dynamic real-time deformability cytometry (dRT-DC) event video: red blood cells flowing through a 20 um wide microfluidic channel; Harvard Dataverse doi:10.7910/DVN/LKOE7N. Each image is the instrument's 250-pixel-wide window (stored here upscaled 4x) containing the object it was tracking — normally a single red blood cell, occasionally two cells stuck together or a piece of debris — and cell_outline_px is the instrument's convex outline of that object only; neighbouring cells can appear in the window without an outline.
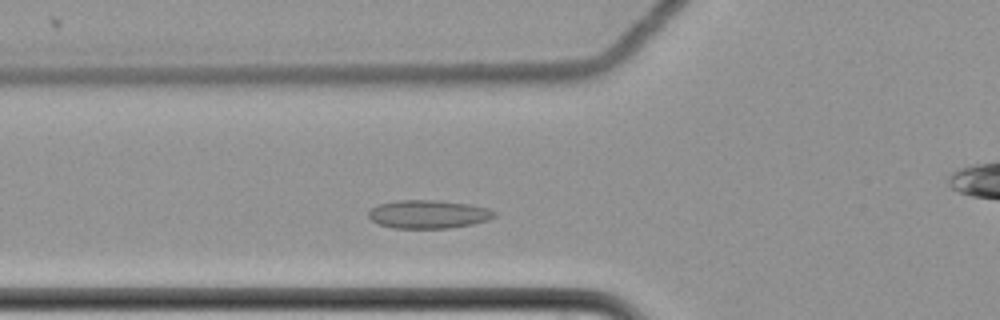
{"species": "common noctule bat (a hibernating species)", "species_latin": "Nyctalus noctula", "temperature_condition": "cold", "stored_images_in_passage": 41, "camera_frame_rate_fps": 3000, "um_per_image_px": 0.085, "animal": {"sex": "female", "body_mass_g": 22.7, "forearm_length_mm": 54.2}, "frame": {"image": 1, "passage_image": 15, "time_ms": 4.667, "image_size_px": [1000, 320], "cell_outline_px": [[500, 212], [496, 216], [488, 220], [472, 224], [448, 228], [392, 228], [380, 224], [372, 220], [368, 216], [368, 212], [372, 208], [380, 204], [396, 200], [436, 200], [468, 204], [488, 208]], "centroid_in_image_um": [36.45, 18.21], "position_along_channel_um": 89.3, "area_um2": 20.81}}
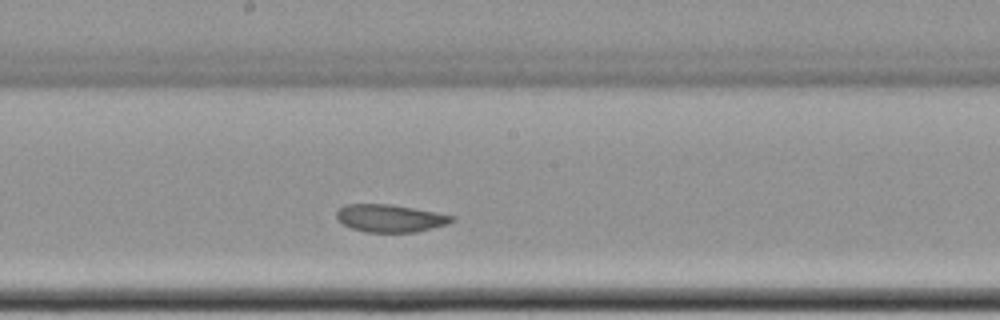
{"frame": {"image": 2, "passage_image": 26, "time_ms": 8.333, "image_size_px": [1000, 320], "cell_outline_px": [[456, 216], [448, 224], [416, 232], [364, 232], [352, 228], [344, 224], [336, 216], [336, 212], [344, 204], [392, 204], [436, 212]], "centroid_in_image_um": [33.17, 18.54], "position_along_channel_um": 215.0, "area_um2": 18.5}}
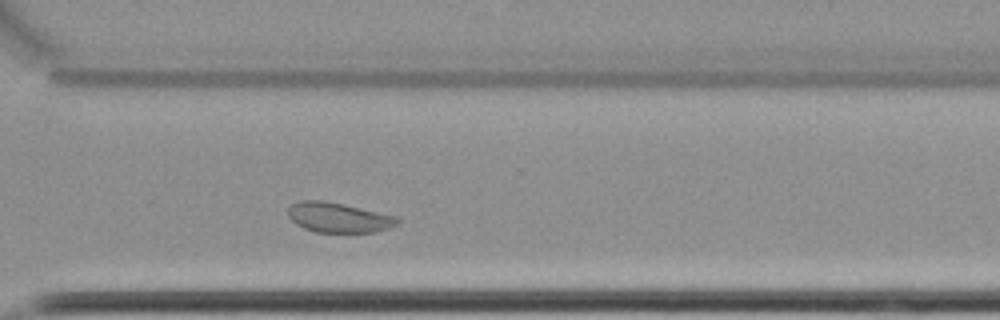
{"frame": {"image": 3, "passage_image": 37, "time_ms": 12.0, "image_size_px": [1000, 320], "cell_outline_px": [[400, 220], [396, 224], [388, 228], [376, 232], [316, 232], [304, 228], [296, 224], [288, 216], [288, 208], [292, 204], [300, 200], [324, 200], [344, 204], [400, 216]], "centroid_in_image_um": [28.8, 18.48], "position_along_channel_um": 341.8, "area_um2": 19.25}, "authors_computed_cell_mechanics": {"area_um2": 19.4208, "velocity_mm_per_s": 3.4385, "shape_relaxation_time_tau1_ms": null, "shape_relaxation_time_tau2_ms": 3.4467, "deformation_change_tau1": null, "deformation_change_tau2": 0.0649}}